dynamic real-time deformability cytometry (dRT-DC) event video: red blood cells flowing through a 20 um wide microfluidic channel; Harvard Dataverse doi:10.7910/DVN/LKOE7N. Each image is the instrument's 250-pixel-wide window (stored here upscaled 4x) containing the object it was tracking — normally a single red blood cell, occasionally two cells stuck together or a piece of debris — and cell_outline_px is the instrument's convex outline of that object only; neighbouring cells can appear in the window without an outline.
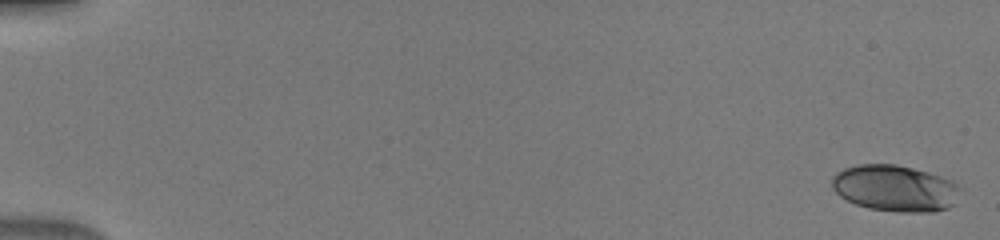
{"species": "human", "species_latin": "Homo sapiens", "temperature_condition": "warm", "stored_images_in_passage": 50, "camera_frame_rate_fps": 3000, "um_per_image_px": 0.085, "donor": {"sex": "male"}, "frame": {"image": 1, "passage_image": 1, "time_ms": 0.0, "image_size_px": [1000, 240], "cell_outline_px": [[964, 188], [956, 204], [948, 208], [932, 212], [900, 212], [868, 208], [856, 204], [840, 196], [832, 188], [832, 176], [836, 172], [844, 168], [856, 164], [896, 164], [928, 172], [952, 180]], "centroid_in_image_um": [76.13, 16.0], "position_along_channel_um": 8.9, "area_um2": 35.2}}
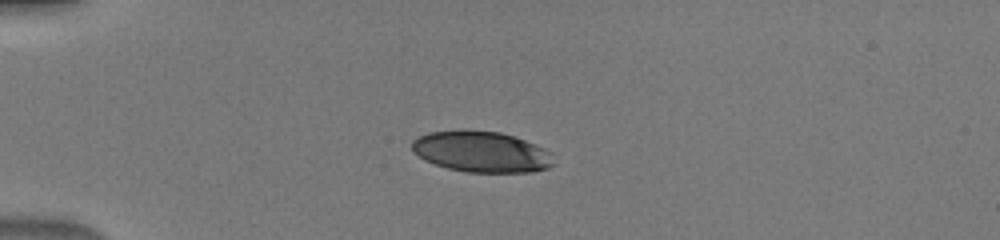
{"frame": {"image": 2, "passage_image": 14, "time_ms": 4.333, "image_size_px": [1000, 240], "cell_outline_px": [[552, 164], [548, 168], [532, 172], [468, 172], [448, 168], [424, 160], [412, 152], [412, 140], [428, 132], [464, 128], [500, 132], [536, 144], [552, 152]], "centroid_in_image_um": [40.89, 12.87], "position_along_channel_um": 44.1, "area_um2": 34.16}}
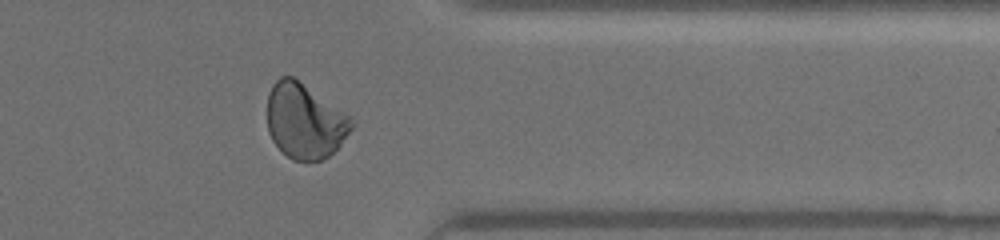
{"frame": {"image": 3, "passage_image": 42, "time_ms": 13.667, "image_size_px": [1000, 240], "cell_outline_px": [[352, 128], [340, 144], [328, 156], [320, 160], [292, 160], [272, 140], [268, 132], [268, 92], [272, 84], [280, 76], [292, 76], [352, 116]], "centroid_in_image_um": [25.9, 10.26], "position_along_channel_um": 385.5, "area_um2": 36.53}}